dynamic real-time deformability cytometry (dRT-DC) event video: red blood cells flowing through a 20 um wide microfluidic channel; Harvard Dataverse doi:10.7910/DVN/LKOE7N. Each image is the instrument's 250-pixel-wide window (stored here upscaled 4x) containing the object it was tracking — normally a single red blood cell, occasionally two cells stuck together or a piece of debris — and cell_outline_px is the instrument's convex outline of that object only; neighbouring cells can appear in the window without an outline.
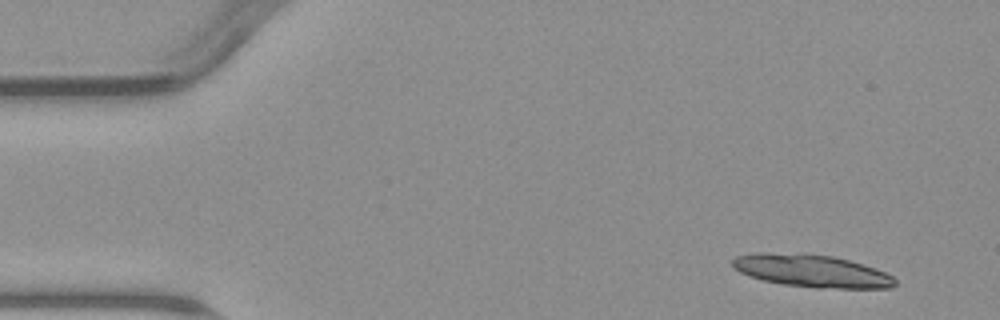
{"species": "common noctule bat (a hibernating species)", "species_latin": "Nyctalus noctula", "temperature_condition": "warm", "stored_images_in_passage": 5, "camera_frame_rate_fps": 3000, "um_per_image_px": 0.085, "animal": {"sex": "male", "body_mass_g": 23.1, "forearm_length_mm": 52.7}, "frame": {"image": 1, "passage_image": 1, "time_ms": 0.0, "image_size_px": [1000, 320], "cell_outline_px": [[896, 284], [892, 288], [816, 288], [784, 284], [764, 280], [748, 276], [732, 268], [732, 260], [736, 256], [756, 252], [768, 252], [832, 256], [864, 264], [876, 268], [892, 276], [896, 280]], "centroid_in_image_um": [68.98, 23.03], "position_along_channel_um": 16.0, "area_um2": 30.75}}
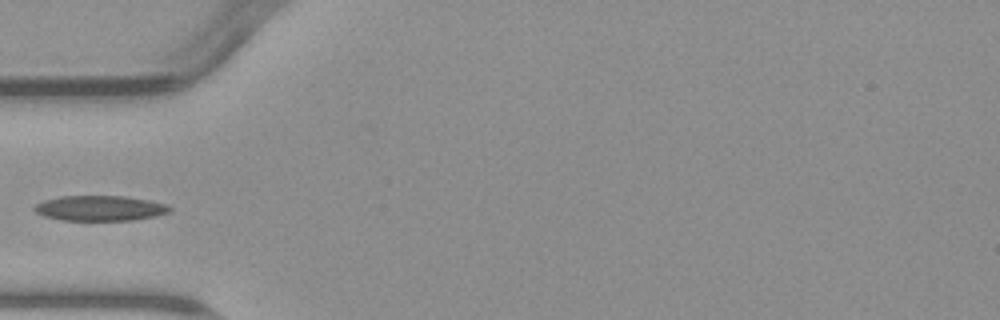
{"frame": {"image": 2, "passage_image": 5, "time_ms": 4.667, "image_size_px": [1000, 320], "cell_outline_px": [[172, 212], [156, 216], [132, 220], [60, 220], [44, 216], [36, 212], [32, 208], [36, 204], [44, 200], [60, 196], [124, 196], [148, 200], [168, 204], [172, 208]], "centroid_in_image_um": [8.52, 17.7], "position_along_channel_um": 76.5, "area_um2": 20.0}}